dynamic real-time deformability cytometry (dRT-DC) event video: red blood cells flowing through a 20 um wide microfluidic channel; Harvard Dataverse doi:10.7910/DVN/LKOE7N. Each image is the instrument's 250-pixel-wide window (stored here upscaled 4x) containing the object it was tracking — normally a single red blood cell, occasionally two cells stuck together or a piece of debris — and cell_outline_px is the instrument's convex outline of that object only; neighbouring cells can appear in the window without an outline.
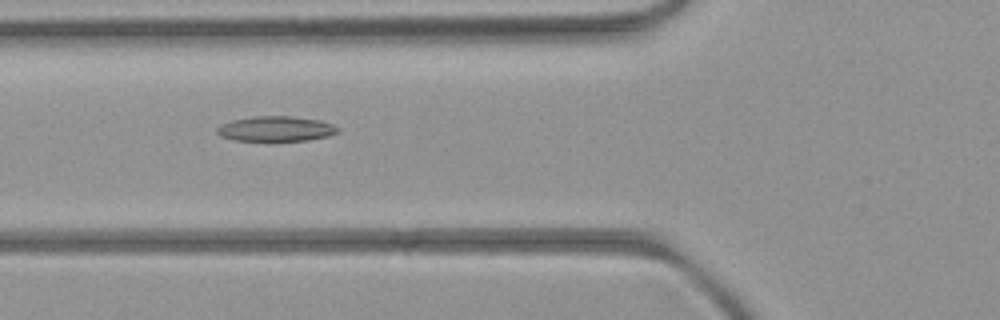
{"species": "common noctule bat (a hibernating species)", "species_latin": "Nyctalus noctula", "temperature_condition": "room temperature", "stored_images_in_passage": 4, "camera_frame_rate_fps": 3000, "um_per_image_px": 0.085, "animal": {"sex": "female", "body_mass_g": 21.9}, "frame": {"image": 1, "passage_image": 2, "time_ms": 1.0, "image_size_px": [1000, 320], "cell_outline_px": [[340, 132], [328, 136], [308, 140], [272, 144], [236, 140], [220, 136], [216, 132], [216, 128], [220, 124], [232, 120], [252, 116], [288, 116], [320, 120], [332, 124], [340, 128]], "centroid_in_image_um": [23.43, 11.0], "position_along_channel_um": 102.4, "area_um2": 18.67}}
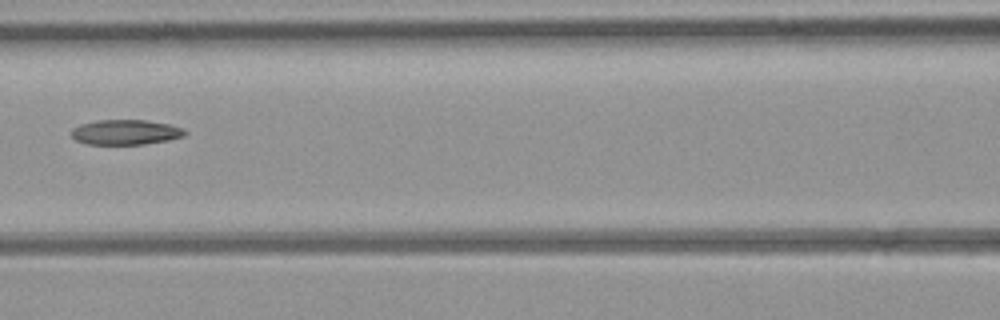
{"frame": {"image": 2, "passage_image": 3, "time_ms": 2.333, "image_size_px": [1000, 320], "cell_outline_px": [[188, 132], [184, 136], [168, 140], [144, 144], [84, 144], [76, 140], [72, 136], [72, 128], [80, 124], [100, 120], [144, 120], [168, 124], [184, 128]], "centroid_in_image_um": [10.68, 11.24], "position_along_channel_um": 155.9, "area_um2": 16.53}}
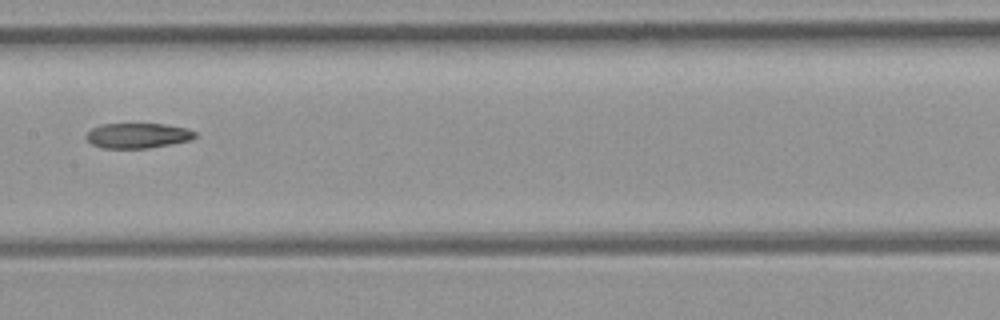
{"frame": {"image": 3, "passage_image": 4, "time_ms": 3.333, "image_size_px": [1000, 320], "cell_outline_px": [[196, 136], [188, 140], [148, 148], [104, 148], [92, 144], [84, 136], [92, 128], [100, 124], [164, 124], [188, 128], [196, 132]], "centroid_in_image_um": [11.68, 11.51], "position_along_channel_um": 195.7, "area_um2": 15.78}}